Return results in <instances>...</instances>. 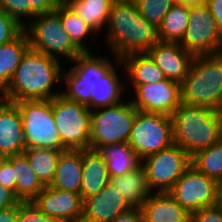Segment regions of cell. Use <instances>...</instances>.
Masks as SVG:
<instances>
[{
    "instance_id": "6da1fadb",
    "label": "cell",
    "mask_w": 222,
    "mask_h": 222,
    "mask_svg": "<svg viewBox=\"0 0 222 222\" xmlns=\"http://www.w3.org/2000/svg\"><path fill=\"white\" fill-rule=\"evenodd\" d=\"M63 67L58 59L29 48L0 99L13 103L53 99L61 94V89L57 92L53 87L61 83Z\"/></svg>"
},
{
    "instance_id": "7a4b0ae2",
    "label": "cell",
    "mask_w": 222,
    "mask_h": 222,
    "mask_svg": "<svg viewBox=\"0 0 222 222\" xmlns=\"http://www.w3.org/2000/svg\"><path fill=\"white\" fill-rule=\"evenodd\" d=\"M105 31L108 52L120 60L146 53L159 41L157 28L140 15L135 2H114Z\"/></svg>"
},
{
    "instance_id": "3957f363",
    "label": "cell",
    "mask_w": 222,
    "mask_h": 222,
    "mask_svg": "<svg viewBox=\"0 0 222 222\" xmlns=\"http://www.w3.org/2000/svg\"><path fill=\"white\" fill-rule=\"evenodd\" d=\"M171 117L174 145L191 156L222 139V120L213 109L181 103Z\"/></svg>"
},
{
    "instance_id": "277c9868",
    "label": "cell",
    "mask_w": 222,
    "mask_h": 222,
    "mask_svg": "<svg viewBox=\"0 0 222 222\" xmlns=\"http://www.w3.org/2000/svg\"><path fill=\"white\" fill-rule=\"evenodd\" d=\"M181 93L182 103L216 110L222 95V52L194 56Z\"/></svg>"
},
{
    "instance_id": "5b68a950",
    "label": "cell",
    "mask_w": 222,
    "mask_h": 222,
    "mask_svg": "<svg viewBox=\"0 0 222 222\" xmlns=\"http://www.w3.org/2000/svg\"><path fill=\"white\" fill-rule=\"evenodd\" d=\"M112 55L114 61L109 55H96L93 51L77 55L71 62L72 67L66 68L67 70L63 67L61 83H65V90L61 89V95L88 106L94 99L98 81L120 60Z\"/></svg>"
},
{
    "instance_id": "8992f818",
    "label": "cell",
    "mask_w": 222,
    "mask_h": 222,
    "mask_svg": "<svg viewBox=\"0 0 222 222\" xmlns=\"http://www.w3.org/2000/svg\"><path fill=\"white\" fill-rule=\"evenodd\" d=\"M31 49L61 61L72 62L82 52L73 44L64 30L59 15L54 11L36 15L24 27ZM65 57V58H63Z\"/></svg>"
},
{
    "instance_id": "52a82bcc",
    "label": "cell",
    "mask_w": 222,
    "mask_h": 222,
    "mask_svg": "<svg viewBox=\"0 0 222 222\" xmlns=\"http://www.w3.org/2000/svg\"><path fill=\"white\" fill-rule=\"evenodd\" d=\"M137 111L128 99L91 111L90 149L98 151L105 145L128 143Z\"/></svg>"
},
{
    "instance_id": "ba28073f",
    "label": "cell",
    "mask_w": 222,
    "mask_h": 222,
    "mask_svg": "<svg viewBox=\"0 0 222 222\" xmlns=\"http://www.w3.org/2000/svg\"><path fill=\"white\" fill-rule=\"evenodd\" d=\"M23 120V136L26 149L66 150L61 143L55 124L52 99L14 102Z\"/></svg>"
},
{
    "instance_id": "9c48e42d",
    "label": "cell",
    "mask_w": 222,
    "mask_h": 222,
    "mask_svg": "<svg viewBox=\"0 0 222 222\" xmlns=\"http://www.w3.org/2000/svg\"><path fill=\"white\" fill-rule=\"evenodd\" d=\"M56 127L65 149H90L91 110L59 94L52 99Z\"/></svg>"
},
{
    "instance_id": "30bf717a",
    "label": "cell",
    "mask_w": 222,
    "mask_h": 222,
    "mask_svg": "<svg viewBox=\"0 0 222 222\" xmlns=\"http://www.w3.org/2000/svg\"><path fill=\"white\" fill-rule=\"evenodd\" d=\"M128 144L141 158L172 146V117L161 113L137 111Z\"/></svg>"
},
{
    "instance_id": "8fae6325",
    "label": "cell",
    "mask_w": 222,
    "mask_h": 222,
    "mask_svg": "<svg viewBox=\"0 0 222 222\" xmlns=\"http://www.w3.org/2000/svg\"><path fill=\"white\" fill-rule=\"evenodd\" d=\"M191 155L178 145L142 159L147 184L152 193L169 192L176 181L191 166Z\"/></svg>"
},
{
    "instance_id": "7c38bea8",
    "label": "cell",
    "mask_w": 222,
    "mask_h": 222,
    "mask_svg": "<svg viewBox=\"0 0 222 222\" xmlns=\"http://www.w3.org/2000/svg\"><path fill=\"white\" fill-rule=\"evenodd\" d=\"M179 44L194 56L222 52V33L206 4L190 6L188 26Z\"/></svg>"
},
{
    "instance_id": "4fadbf2b",
    "label": "cell",
    "mask_w": 222,
    "mask_h": 222,
    "mask_svg": "<svg viewBox=\"0 0 222 222\" xmlns=\"http://www.w3.org/2000/svg\"><path fill=\"white\" fill-rule=\"evenodd\" d=\"M216 183L191 165L168 193L191 215L215 205Z\"/></svg>"
},
{
    "instance_id": "5bb4252c",
    "label": "cell",
    "mask_w": 222,
    "mask_h": 222,
    "mask_svg": "<svg viewBox=\"0 0 222 222\" xmlns=\"http://www.w3.org/2000/svg\"><path fill=\"white\" fill-rule=\"evenodd\" d=\"M135 96L130 102L146 113H161L172 116L182 103L181 83L163 79L156 83L140 84L133 89Z\"/></svg>"
},
{
    "instance_id": "9a60e30c",
    "label": "cell",
    "mask_w": 222,
    "mask_h": 222,
    "mask_svg": "<svg viewBox=\"0 0 222 222\" xmlns=\"http://www.w3.org/2000/svg\"><path fill=\"white\" fill-rule=\"evenodd\" d=\"M55 222H81L84 201L80 193L45 186L33 201Z\"/></svg>"
},
{
    "instance_id": "2e32d148",
    "label": "cell",
    "mask_w": 222,
    "mask_h": 222,
    "mask_svg": "<svg viewBox=\"0 0 222 222\" xmlns=\"http://www.w3.org/2000/svg\"><path fill=\"white\" fill-rule=\"evenodd\" d=\"M167 79L182 83L188 75L194 55L185 51L179 42L158 41L146 52Z\"/></svg>"
},
{
    "instance_id": "e0dca14e",
    "label": "cell",
    "mask_w": 222,
    "mask_h": 222,
    "mask_svg": "<svg viewBox=\"0 0 222 222\" xmlns=\"http://www.w3.org/2000/svg\"><path fill=\"white\" fill-rule=\"evenodd\" d=\"M132 208L111 183L98 194L84 200L81 222H111Z\"/></svg>"
},
{
    "instance_id": "ac0fdd59",
    "label": "cell",
    "mask_w": 222,
    "mask_h": 222,
    "mask_svg": "<svg viewBox=\"0 0 222 222\" xmlns=\"http://www.w3.org/2000/svg\"><path fill=\"white\" fill-rule=\"evenodd\" d=\"M25 149L19 107L13 102L0 99V157L19 155Z\"/></svg>"
},
{
    "instance_id": "d6986e66",
    "label": "cell",
    "mask_w": 222,
    "mask_h": 222,
    "mask_svg": "<svg viewBox=\"0 0 222 222\" xmlns=\"http://www.w3.org/2000/svg\"><path fill=\"white\" fill-rule=\"evenodd\" d=\"M82 166L80 195L84 201L106 187L110 183V175L103 156L92 149L82 150Z\"/></svg>"
},
{
    "instance_id": "ffe728a7",
    "label": "cell",
    "mask_w": 222,
    "mask_h": 222,
    "mask_svg": "<svg viewBox=\"0 0 222 222\" xmlns=\"http://www.w3.org/2000/svg\"><path fill=\"white\" fill-rule=\"evenodd\" d=\"M143 222H185L190 218L168 193H152L141 205Z\"/></svg>"
},
{
    "instance_id": "44dd1931",
    "label": "cell",
    "mask_w": 222,
    "mask_h": 222,
    "mask_svg": "<svg viewBox=\"0 0 222 222\" xmlns=\"http://www.w3.org/2000/svg\"><path fill=\"white\" fill-rule=\"evenodd\" d=\"M82 174V150L66 149L59 156L55 177L50 187L80 193Z\"/></svg>"
},
{
    "instance_id": "7402d4cb",
    "label": "cell",
    "mask_w": 222,
    "mask_h": 222,
    "mask_svg": "<svg viewBox=\"0 0 222 222\" xmlns=\"http://www.w3.org/2000/svg\"><path fill=\"white\" fill-rule=\"evenodd\" d=\"M124 67L119 60L96 84L94 99L87 106L89 110L113 106L123 101V93L126 91V80L123 83L118 69Z\"/></svg>"
},
{
    "instance_id": "603a6c76",
    "label": "cell",
    "mask_w": 222,
    "mask_h": 222,
    "mask_svg": "<svg viewBox=\"0 0 222 222\" xmlns=\"http://www.w3.org/2000/svg\"><path fill=\"white\" fill-rule=\"evenodd\" d=\"M121 60L124 65L122 71L126 72L127 81L129 80V82L126 81V90H129L130 86L133 90L140 84H151L166 79L162 70L147 53L129 54Z\"/></svg>"
},
{
    "instance_id": "cb8c5ba5",
    "label": "cell",
    "mask_w": 222,
    "mask_h": 222,
    "mask_svg": "<svg viewBox=\"0 0 222 222\" xmlns=\"http://www.w3.org/2000/svg\"><path fill=\"white\" fill-rule=\"evenodd\" d=\"M98 152L105 159L110 178L130 173L142 165V159L128 143L105 145Z\"/></svg>"
},
{
    "instance_id": "d4e9b609",
    "label": "cell",
    "mask_w": 222,
    "mask_h": 222,
    "mask_svg": "<svg viewBox=\"0 0 222 222\" xmlns=\"http://www.w3.org/2000/svg\"><path fill=\"white\" fill-rule=\"evenodd\" d=\"M110 183L117 188L132 208H140L152 194L142 166L130 173L110 178Z\"/></svg>"
},
{
    "instance_id": "484cf974",
    "label": "cell",
    "mask_w": 222,
    "mask_h": 222,
    "mask_svg": "<svg viewBox=\"0 0 222 222\" xmlns=\"http://www.w3.org/2000/svg\"><path fill=\"white\" fill-rule=\"evenodd\" d=\"M29 48V40L24 30L15 39L0 46V95L9 86L15 70Z\"/></svg>"
},
{
    "instance_id": "4316f807",
    "label": "cell",
    "mask_w": 222,
    "mask_h": 222,
    "mask_svg": "<svg viewBox=\"0 0 222 222\" xmlns=\"http://www.w3.org/2000/svg\"><path fill=\"white\" fill-rule=\"evenodd\" d=\"M6 158L15 169L17 199L20 202L34 201L45 186L32 171L27 157L22 153Z\"/></svg>"
},
{
    "instance_id": "83f0119b",
    "label": "cell",
    "mask_w": 222,
    "mask_h": 222,
    "mask_svg": "<svg viewBox=\"0 0 222 222\" xmlns=\"http://www.w3.org/2000/svg\"><path fill=\"white\" fill-rule=\"evenodd\" d=\"M113 3L112 0H78L70 7L98 35L103 33L102 29L105 32Z\"/></svg>"
},
{
    "instance_id": "f1b7e54d",
    "label": "cell",
    "mask_w": 222,
    "mask_h": 222,
    "mask_svg": "<svg viewBox=\"0 0 222 222\" xmlns=\"http://www.w3.org/2000/svg\"><path fill=\"white\" fill-rule=\"evenodd\" d=\"M55 12L59 15L64 30L69 34L73 44L82 52H91L88 39L93 36L92 41L97 42L95 32L81 19L74 10L69 7H58ZM96 39V40H95ZM88 43V44H87Z\"/></svg>"
},
{
    "instance_id": "f546056e",
    "label": "cell",
    "mask_w": 222,
    "mask_h": 222,
    "mask_svg": "<svg viewBox=\"0 0 222 222\" xmlns=\"http://www.w3.org/2000/svg\"><path fill=\"white\" fill-rule=\"evenodd\" d=\"M189 5L174 4L157 28L159 41L180 42L189 21Z\"/></svg>"
},
{
    "instance_id": "4dcf8cb0",
    "label": "cell",
    "mask_w": 222,
    "mask_h": 222,
    "mask_svg": "<svg viewBox=\"0 0 222 222\" xmlns=\"http://www.w3.org/2000/svg\"><path fill=\"white\" fill-rule=\"evenodd\" d=\"M61 150L29 148L23 154L27 157L32 171L44 186H50L55 177Z\"/></svg>"
},
{
    "instance_id": "1f68e13d",
    "label": "cell",
    "mask_w": 222,
    "mask_h": 222,
    "mask_svg": "<svg viewBox=\"0 0 222 222\" xmlns=\"http://www.w3.org/2000/svg\"><path fill=\"white\" fill-rule=\"evenodd\" d=\"M191 164L216 182L222 180V139L211 147L192 155Z\"/></svg>"
},
{
    "instance_id": "d6a6232c",
    "label": "cell",
    "mask_w": 222,
    "mask_h": 222,
    "mask_svg": "<svg viewBox=\"0 0 222 222\" xmlns=\"http://www.w3.org/2000/svg\"><path fill=\"white\" fill-rule=\"evenodd\" d=\"M140 15L156 28L175 4L173 0H135Z\"/></svg>"
},
{
    "instance_id": "836d02e7",
    "label": "cell",
    "mask_w": 222,
    "mask_h": 222,
    "mask_svg": "<svg viewBox=\"0 0 222 222\" xmlns=\"http://www.w3.org/2000/svg\"><path fill=\"white\" fill-rule=\"evenodd\" d=\"M0 10L15 19L23 28L37 15L28 0H0Z\"/></svg>"
},
{
    "instance_id": "e575fe53",
    "label": "cell",
    "mask_w": 222,
    "mask_h": 222,
    "mask_svg": "<svg viewBox=\"0 0 222 222\" xmlns=\"http://www.w3.org/2000/svg\"><path fill=\"white\" fill-rule=\"evenodd\" d=\"M17 222H55L41 211L36 204L19 202L17 204Z\"/></svg>"
},
{
    "instance_id": "d590c367",
    "label": "cell",
    "mask_w": 222,
    "mask_h": 222,
    "mask_svg": "<svg viewBox=\"0 0 222 222\" xmlns=\"http://www.w3.org/2000/svg\"><path fill=\"white\" fill-rule=\"evenodd\" d=\"M23 30L15 19L0 10V46L15 39Z\"/></svg>"
},
{
    "instance_id": "8d00e7d4",
    "label": "cell",
    "mask_w": 222,
    "mask_h": 222,
    "mask_svg": "<svg viewBox=\"0 0 222 222\" xmlns=\"http://www.w3.org/2000/svg\"><path fill=\"white\" fill-rule=\"evenodd\" d=\"M0 184L12 190L16 196L15 169L7 158L0 159Z\"/></svg>"
},
{
    "instance_id": "74e56055",
    "label": "cell",
    "mask_w": 222,
    "mask_h": 222,
    "mask_svg": "<svg viewBox=\"0 0 222 222\" xmlns=\"http://www.w3.org/2000/svg\"><path fill=\"white\" fill-rule=\"evenodd\" d=\"M194 222H222V209L217 206L202 208L190 215Z\"/></svg>"
},
{
    "instance_id": "f35d334b",
    "label": "cell",
    "mask_w": 222,
    "mask_h": 222,
    "mask_svg": "<svg viewBox=\"0 0 222 222\" xmlns=\"http://www.w3.org/2000/svg\"><path fill=\"white\" fill-rule=\"evenodd\" d=\"M19 202L12 190L0 184V209L14 207Z\"/></svg>"
},
{
    "instance_id": "ab89813d",
    "label": "cell",
    "mask_w": 222,
    "mask_h": 222,
    "mask_svg": "<svg viewBox=\"0 0 222 222\" xmlns=\"http://www.w3.org/2000/svg\"><path fill=\"white\" fill-rule=\"evenodd\" d=\"M111 222H143L141 208H130L124 213L119 214Z\"/></svg>"
},
{
    "instance_id": "60d3db41",
    "label": "cell",
    "mask_w": 222,
    "mask_h": 222,
    "mask_svg": "<svg viewBox=\"0 0 222 222\" xmlns=\"http://www.w3.org/2000/svg\"><path fill=\"white\" fill-rule=\"evenodd\" d=\"M32 10L38 14H49L55 11L56 7L52 0H28Z\"/></svg>"
},
{
    "instance_id": "b9f144b4",
    "label": "cell",
    "mask_w": 222,
    "mask_h": 222,
    "mask_svg": "<svg viewBox=\"0 0 222 222\" xmlns=\"http://www.w3.org/2000/svg\"><path fill=\"white\" fill-rule=\"evenodd\" d=\"M206 5L222 33V0H206Z\"/></svg>"
},
{
    "instance_id": "7bdbcfd3",
    "label": "cell",
    "mask_w": 222,
    "mask_h": 222,
    "mask_svg": "<svg viewBox=\"0 0 222 222\" xmlns=\"http://www.w3.org/2000/svg\"><path fill=\"white\" fill-rule=\"evenodd\" d=\"M0 222H17V205L0 209Z\"/></svg>"
},
{
    "instance_id": "ee69618b",
    "label": "cell",
    "mask_w": 222,
    "mask_h": 222,
    "mask_svg": "<svg viewBox=\"0 0 222 222\" xmlns=\"http://www.w3.org/2000/svg\"><path fill=\"white\" fill-rule=\"evenodd\" d=\"M215 206L222 209V180L216 183Z\"/></svg>"
},
{
    "instance_id": "f6af8a7d",
    "label": "cell",
    "mask_w": 222,
    "mask_h": 222,
    "mask_svg": "<svg viewBox=\"0 0 222 222\" xmlns=\"http://www.w3.org/2000/svg\"><path fill=\"white\" fill-rule=\"evenodd\" d=\"M175 4H184V5H202L206 4V0H173Z\"/></svg>"
},
{
    "instance_id": "bcb514c9",
    "label": "cell",
    "mask_w": 222,
    "mask_h": 222,
    "mask_svg": "<svg viewBox=\"0 0 222 222\" xmlns=\"http://www.w3.org/2000/svg\"><path fill=\"white\" fill-rule=\"evenodd\" d=\"M53 4L56 8L58 7H69L73 2H76L78 0H52Z\"/></svg>"
},
{
    "instance_id": "7dc6e473",
    "label": "cell",
    "mask_w": 222,
    "mask_h": 222,
    "mask_svg": "<svg viewBox=\"0 0 222 222\" xmlns=\"http://www.w3.org/2000/svg\"><path fill=\"white\" fill-rule=\"evenodd\" d=\"M215 111L220 117H222V95Z\"/></svg>"
},
{
    "instance_id": "c3c4849f",
    "label": "cell",
    "mask_w": 222,
    "mask_h": 222,
    "mask_svg": "<svg viewBox=\"0 0 222 222\" xmlns=\"http://www.w3.org/2000/svg\"><path fill=\"white\" fill-rule=\"evenodd\" d=\"M113 2H135V0H112Z\"/></svg>"
},
{
    "instance_id": "681fc988",
    "label": "cell",
    "mask_w": 222,
    "mask_h": 222,
    "mask_svg": "<svg viewBox=\"0 0 222 222\" xmlns=\"http://www.w3.org/2000/svg\"><path fill=\"white\" fill-rule=\"evenodd\" d=\"M185 222H194V221H193L192 218L190 217V218L187 219Z\"/></svg>"
}]
</instances>
